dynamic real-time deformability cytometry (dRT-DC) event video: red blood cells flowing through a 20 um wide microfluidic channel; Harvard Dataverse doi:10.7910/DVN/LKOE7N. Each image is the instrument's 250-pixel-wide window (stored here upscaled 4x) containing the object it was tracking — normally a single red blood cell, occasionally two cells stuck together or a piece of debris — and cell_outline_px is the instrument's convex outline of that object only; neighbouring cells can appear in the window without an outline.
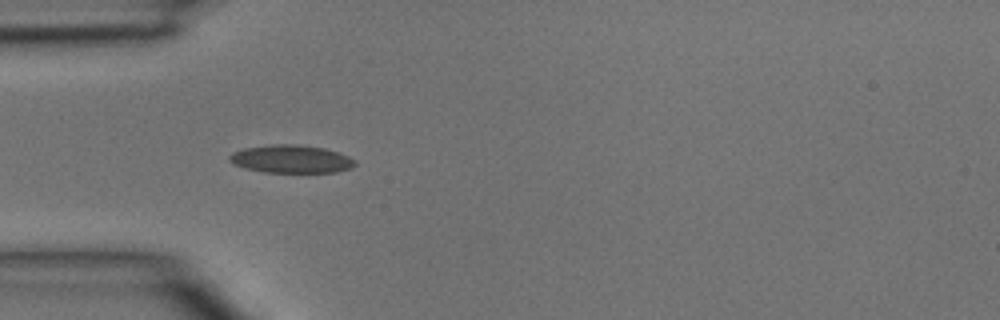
{"species": "common noctule bat (a hibernating species)", "species_latin": "Nyctalus noctula", "temperature_condition": "room temperature", "stored_images_in_passage": 3, "camera_frame_rate_fps": 3000, "um_per_image_px": 0.085, "animal": {"sex": "male", "body_mass_g": 15.6}, "frame": {"image": 1, "passage_image": 3, "time_ms": 0.667, "image_size_px": [1000, 320], "cell_outline_px": [[356, 164], [352, 168], [336, 172], [264, 172], [244, 168], [228, 160], [228, 156], [232, 152], [244, 148], [272, 144], [296, 144], [324, 148], [348, 156], [356, 160]], "centroid_in_image_um": [24.74, 13.51], "position_along_channel_um": 60.3, "area_um2": 20.46}}